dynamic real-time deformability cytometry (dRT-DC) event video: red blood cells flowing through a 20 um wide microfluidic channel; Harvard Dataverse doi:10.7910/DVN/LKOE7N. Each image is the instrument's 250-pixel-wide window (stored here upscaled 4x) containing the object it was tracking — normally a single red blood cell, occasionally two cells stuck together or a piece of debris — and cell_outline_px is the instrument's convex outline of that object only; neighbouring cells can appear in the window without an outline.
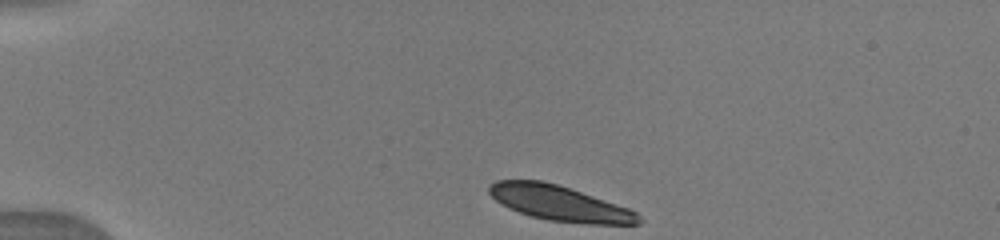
{"species": "human", "species_latin": "Homo sapiens", "temperature_condition": "warm", "stored_images_in_passage": 11, "camera_frame_rate_fps": 3000, "um_per_image_px": 0.085, "donor": {"sex": "male"}, "frame": {"image": 1, "passage_image": 1, "time_ms": 0.0, "image_size_px": [1000, 240], "cell_outline_px": [[644, 220], [640, 224], [588, 224], [548, 220], [532, 216], [508, 208], [500, 204], [488, 192], [488, 184], [496, 180], [540, 180], [556, 184], [628, 208], [636, 212]], "centroid_in_image_um": [47.54, 17.28], "position_along_channel_um": 37.5, "area_um2": 30.4}}
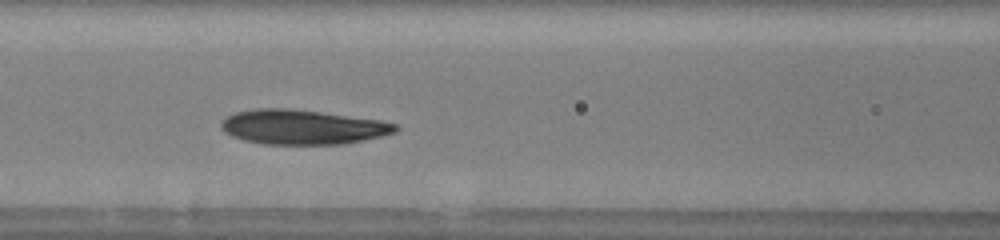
{"frame": {"image": 2, "passage_image": 10, "time_ms": 4.0, "image_size_px": [1000, 240], "cell_outline_px": [[400, 128], [396, 132], [364, 140], [344, 144], [264, 144], [244, 140], [232, 136], [224, 132], [220, 128], [220, 120], [236, 112], [256, 108], [288, 108], [320, 112], [380, 120], [396, 124]], "centroid_in_image_um": [25.68, 10.8], "position_along_channel_um": 140.9, "area_um2": 35.2}}